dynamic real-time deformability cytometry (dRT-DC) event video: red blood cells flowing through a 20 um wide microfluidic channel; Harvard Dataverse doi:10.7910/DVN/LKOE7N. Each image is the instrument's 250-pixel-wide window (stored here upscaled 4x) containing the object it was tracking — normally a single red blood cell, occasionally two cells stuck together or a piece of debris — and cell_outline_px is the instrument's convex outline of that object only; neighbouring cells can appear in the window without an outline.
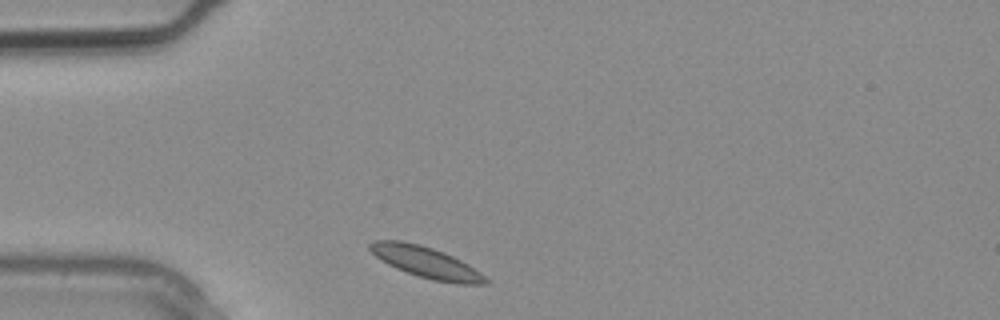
{"species": "common noctule bat (a hibernating species)", "species_latin": "Nyctalus noctula", "temperature_condition": "warm", "stored_images_in_passage": 4, "camera_frame_rate_fps": 3000, "um_per_image_px": 0.085, "animal": {"sex": "male", "body_mass_g": 20.4}, "frame": {"image": 1, "passage_image": 1, "time_ms": 0.0, "image_size_px": [1000, 320], "cell_outline_px": [[488, 284], [456, 284], [432, 280], [396, 268], [380, 260], [368, 248], [368, 244], [372, 240], [400, 240], [420, 244], [444, 252], [468, 264], [480, 272], [488, 280]], "centroid_in_image_um": [36.2, 22.28], "position_along_channel_um": 48.8, "area_um2": 20.92}}